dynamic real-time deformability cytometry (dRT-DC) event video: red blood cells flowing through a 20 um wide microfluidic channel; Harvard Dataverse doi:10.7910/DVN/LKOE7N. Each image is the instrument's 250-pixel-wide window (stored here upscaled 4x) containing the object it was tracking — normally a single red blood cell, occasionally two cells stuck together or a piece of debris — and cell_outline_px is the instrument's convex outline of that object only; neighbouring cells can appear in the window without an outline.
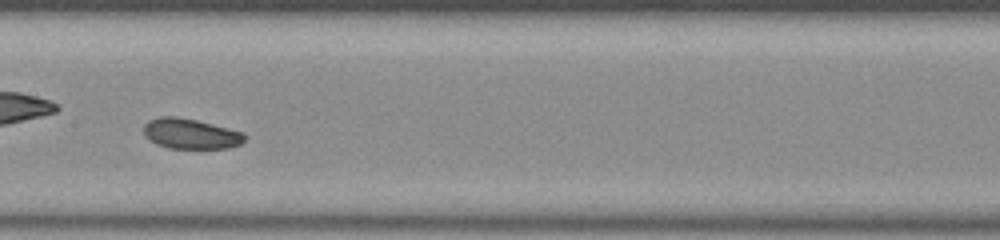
{"species": "common noctule bat (a hibernating species)", "species_latin": "Nyctalus noctula", "temperature_condition": "room temperature", "stored_images_in_passage": 49, "camera_frame_rate_fps": 3000, "um_per_image_px": 0.085, "animal": {"sex": "male", "body_mass_g": 20.0, "forearm_length_mm": 53.3}, "frame": {"image": 1, "passage_image": 22, "time_ms": 7.0, "image_size_px": [1000, 240], "cell_outline_px": [[248, 136], [240, 144], [228, 148], [168, 148], [156, 144], [148, 140], [144, 136], [144, 124], [148, 120], [160, 116], [176, 116], [196, 120], [244, 132]], "centroid_in_image_um": [16.18, 11.36], "position_along_channel_um": 191.2, "area_um2": 17.98}}
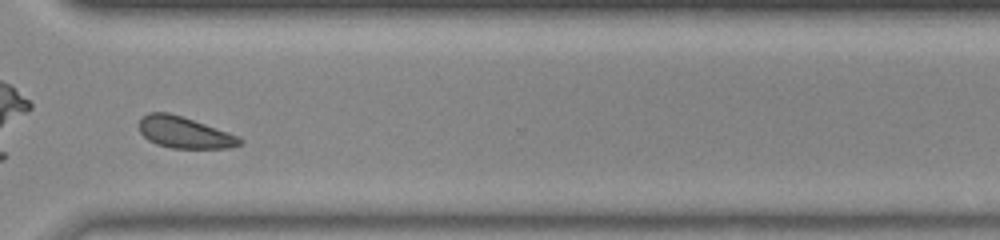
{"frame": {"image": 2, "passage_image": 35, "time_ms": 11.333, "image_size_px": [1000, 240], "cell_outline_px": [[244, 140], [240, 144], [228, 148], [172, 148], [156, 144], [148, 140], [140, 132], [140, 120], [148, 112], [168, 112], [240, 136]], "centroid_in_image_um": [15.68, 11.27], "position_along_channel_um": 354.9, "area_um2": 18.21}}
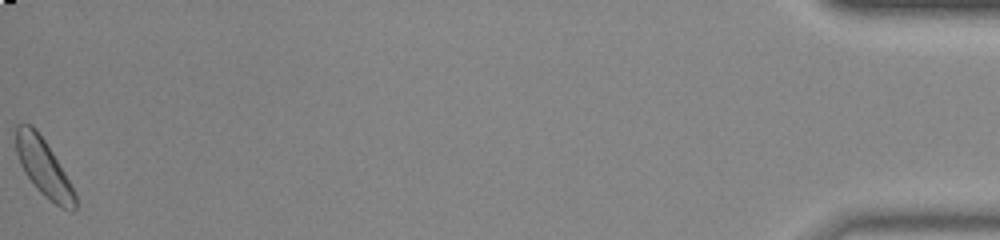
{"frame": {"image": 3, "passage_image": 49, "time_ms": 16.0, "image_size_px": [1000, 240], "cell_outline_px": [[76, 208], [72, 212], [60, 208], [44, 196], [36, 188], [24, 172], [20, 164], [16, 152], [16, 124], [32, 124], [36, 128], [52, 152], [64, 172], [76, 196]], "centroid_in_image_um": [3.69, 14.25], "position_along_channel_um": 431.5, "area_um2": 19.59}, "authors_computed_cell_mechanics": {"area_um2": 18.3804, "velocity_mm_per_s": 3.7781, "shape_relaxation_time_tau1_ms": 3.8366, "shape_relaxation_time_tau2_ms": null, "deformation_change_tau1": 0.0585, "deformation_change_tau2": null}}